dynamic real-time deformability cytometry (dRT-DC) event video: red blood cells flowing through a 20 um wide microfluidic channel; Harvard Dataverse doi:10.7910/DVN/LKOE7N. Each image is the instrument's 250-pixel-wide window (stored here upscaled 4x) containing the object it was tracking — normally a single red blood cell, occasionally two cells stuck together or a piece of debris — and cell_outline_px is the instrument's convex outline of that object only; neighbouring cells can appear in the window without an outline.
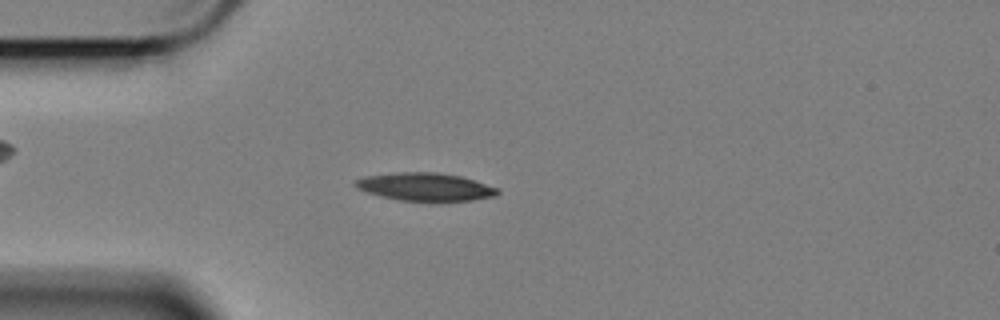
{"species": "Egyptian fruit bat (a non-hibernating species)", "species_latin": "Rousettus aegyptiacus", "temperature_condition": "cold", "stored_images_in_passage": 58, "camera_frame_rate_fps": 3000, "um_per_image_px": 0.085, "animal": {"sex": "female"}, "frame": {"image": 1, "passage_image": 15, "time_ms": 4.667, "image_size_px": [1000, 320], "cell_outline_px": [[500, 192], [496, 196], [472, 200], [400, 200], [380, 196], [356, 188], [352, 184], [352, 180], [364, 176], [396, 172], [436, 172], [460, 176], [500, 188]], "centroid_in_image_um": [36.11, 15.86], "position_along_channel_um": 48.9, "area_um2": 23.12}}
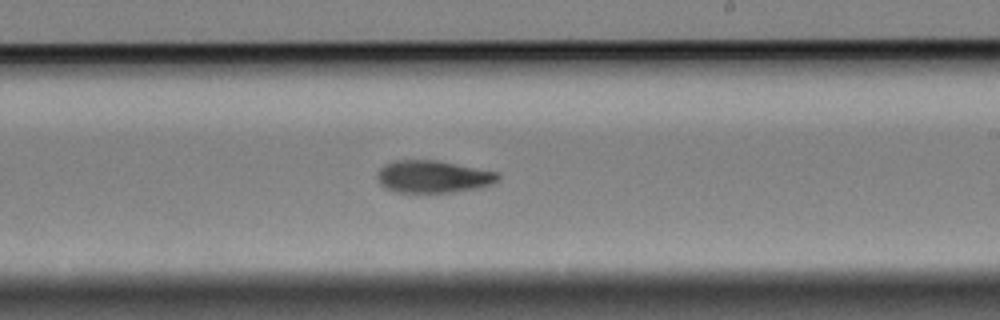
{"frame": {"image": 2, "passage_image": 34, "time_ms": 11.0, "image_size_px": [1000, 320], "cell_outline_px": [[500, 176], [492, 184], [480, 188], [452, 192], [396, 192], [384, 188], [380, 184], [376, 176], [376, 172], [384, 164], [392, 160], [436, 160], [496, 172]], "centroid_in_image_um": [36.75, 15.01], "position_along_channel_um": 252.3, "area_um2": 22.77}}
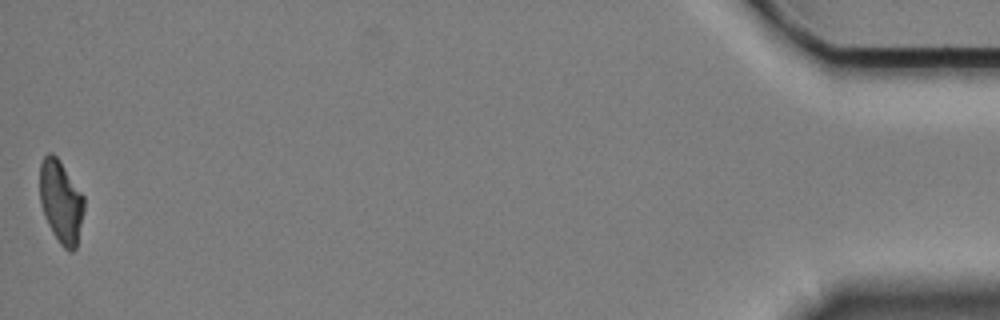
{"frame": {"image": 3, "passage_image": 58, "time_ms": 19.0, "image_size_px": [1000, 320], "cell_outline_px": [[84, 208], [76, 248], [72, 252], [68, 252], [60, 244], [52, 232], [44, 216], [40, 204], [40, 164], [44, 156], [48, 152], [52, 152], [60, 160], [84, 196]], "centroid_in_image_um": [5.17, 17.14], "position_along_channel_um": 430.0, "area_um2": 21.44}, "authors_computed_cell_mechanics": {"area_um2": 22.8888, "velocity_mm_per_s": 3.388, "shape_relaxation_time_tau1_ms": 4.5105, "shape_relaxation_time_tau2_ms": 7.5066, "deformation_change_tau1": 0.1324, "deformation_change_tau2": 0.1375}}